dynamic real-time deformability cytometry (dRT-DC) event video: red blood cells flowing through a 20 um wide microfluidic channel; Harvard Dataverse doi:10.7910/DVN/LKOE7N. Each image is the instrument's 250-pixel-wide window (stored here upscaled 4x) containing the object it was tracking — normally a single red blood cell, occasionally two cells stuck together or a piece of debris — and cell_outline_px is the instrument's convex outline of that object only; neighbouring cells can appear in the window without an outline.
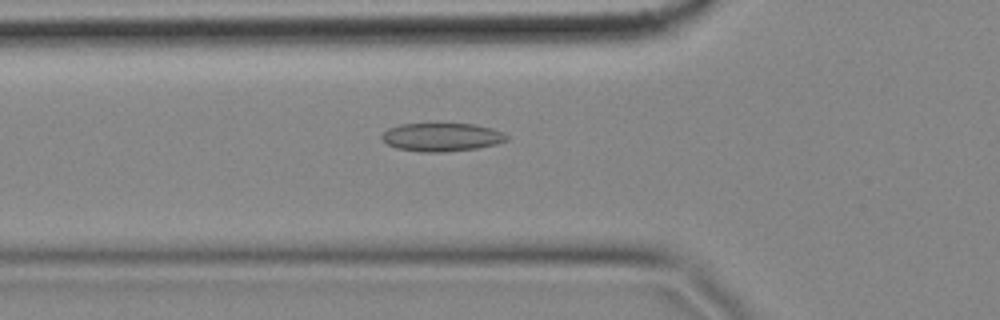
{"species": "common noctule bat (a hibernating species)", "species_latin": "Nyctalus noctula", "temperature_condition": "cold", "stored_images_in_passage": 46, "camera_frame_rate_fps": 3000, "um_per_image_px": 0.085, "animal": {"sex": "female", "body_mass_g": 18.4}, "frame": {"image": 1, "passage_image": 8, "time_ms": 2.333, "image_size_px": [1000, 320], "cell_outline_px": [[508, 140], [496, 144], [476, 148], [444, 152], [420, 152], [396, 148], [388, 144], [380, 136], [388, 128], [400, 124], [472, 124], [492, 128], [504, 132], [508, 136]], "centroid_in_image_um": [37.55, 11.66], "position_along_channel_um": 88.2, "area_um2": 20.58}}
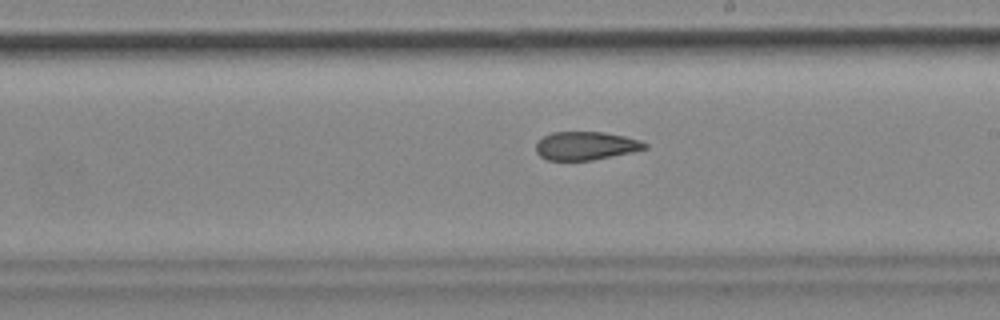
{"frame": {"image": 2, "passage_image": 21, "time_ms": 6.667, "image_size_px": [1000, 320], "cell_outline_px": [[648, 148], [632, 152], [592, 160], [548, 160], [540, 156], [536, 152], [536, 144], [544, 136], [552, 132], [604, 132], [624, 136], [640, 140], [648, 144]], "centroid_in_image_um": [49.81, 12.39], "position_along_channel_um": 239.2, "area_um2": 17.92}}
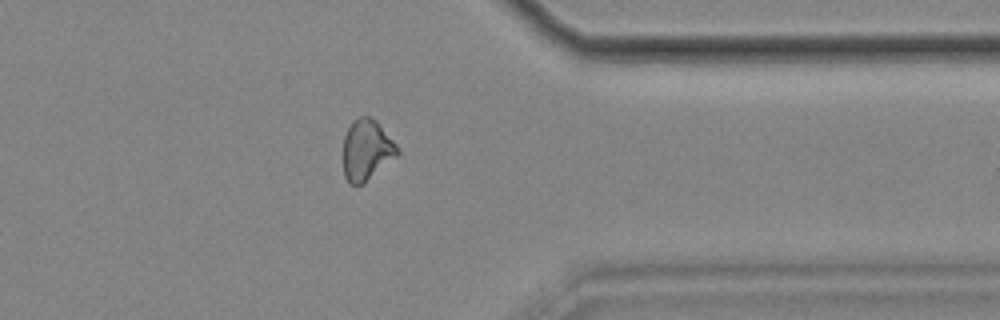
{"frame": {"image": 3, "passage_image": 34, "time_ms": 11.0, "image_size_px": [1000, 320], "cell_outline_px": [[400, 152], [396, 156], [364, 184], [352, 184], [344, 176], [344, 136], [352, 120], [360, 116], [368, 116], [376, 120], [400, 148]], "centroid_in_image_um": [31.17, 12.73], "position_along_channel_um": 380.2, "area_um2": 19.13}, "authors_computed_cell_mechanics": {"area_um2": 19.3919, "velocity_mm_per_s": 3.4838, "shape_relaxation_time_tau1_ms": null, "shape_relaxation_time_tau2_ms": 4.3629, "deformation_change_tau1": null, "deformation_change_tau2": 0.0983}}